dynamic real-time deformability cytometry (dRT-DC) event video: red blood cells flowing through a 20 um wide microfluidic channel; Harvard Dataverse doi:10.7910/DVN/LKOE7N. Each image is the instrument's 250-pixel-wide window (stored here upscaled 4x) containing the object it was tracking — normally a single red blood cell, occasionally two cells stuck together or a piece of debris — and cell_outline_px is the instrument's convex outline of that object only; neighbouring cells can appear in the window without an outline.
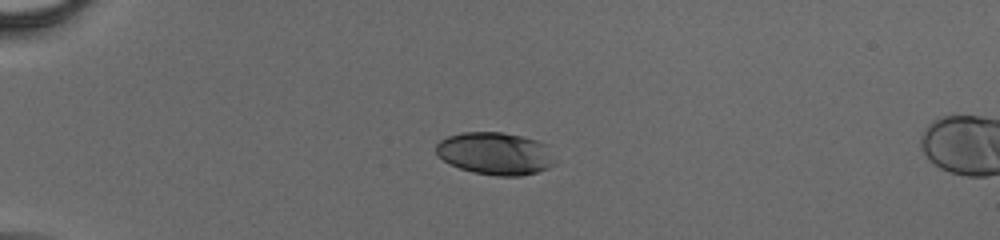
{"species": "human", "species_latin": "Homo sapiens", "temperature_condition": "cold", "stored_images_in_passage": 41, "camera_frame_rate_fps": 3000, "um_per_image_px": 0.085, "donor": {"sex": "male"}, "frame": {"image": 1, "passage_image": 1, "time_ms": 0.0, "image_size_px": [1000, 240], "cell_outline_px": [[556, 164], [548, 168], [536, 172], [520, 176], [496, 176], [472, 172], [460, 168], [444, 160], [436, 152], [436, 144], [440, 140], [448, 136], [460, 132], [500, 132], [524, 136], [536, 140], [544, 144]], "centroid_in_image_um": [42.08, 13.04], "position_along_channel_um": 42.9, "area_um2": 29.25}}
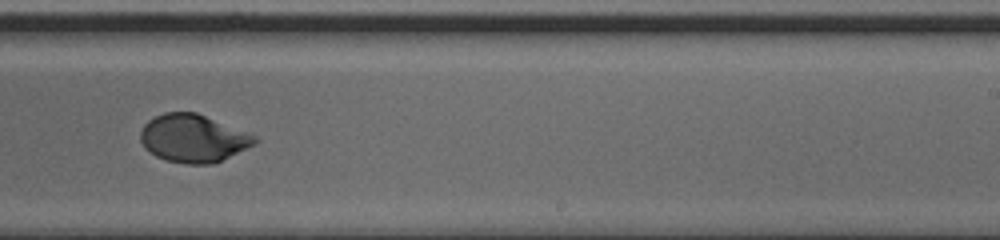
{"frame": {"image": 2, "passage_image": 23, "time_ms": 7.333, "image_size_px": [1000, 240], "cell_outline_px": [[260, 140], [256, 144], [212, 164], [184, 164], [164, 160], [156, 156], [144, 148], [140, 140], [140, 132], [144, 124], [148, 120], [164, 112], [196, 112], [248, 132], [256, 136]], "centroid_in_image_um": [16.41, 11.76], "position_along_channel_um": 272.6, "area_um2": 32.02}}
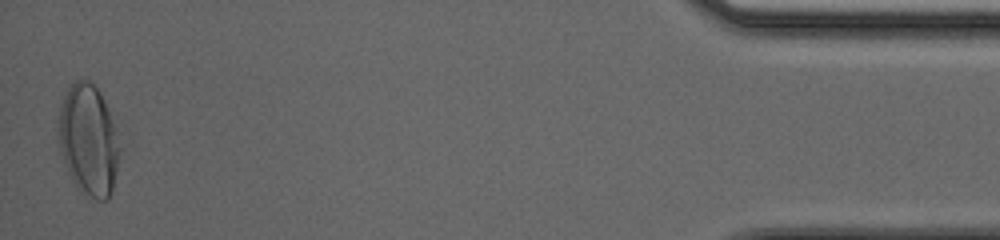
{"frame": {"image": 3, "passage_image": 41, "time_ms": 13.333, "image_size_px": [1000, 240], "cell_outline_px": [[120, 156], [112, 192], [108, 200], [96, 200], [84, 196], [76, 188], [64, 164], [60, 148], [60, 108], [64, 96], [72, 80], [88, 80], [100, 92], [108, 108], [116, 128], [120, 148]], "centroid_in_image_um": [7.55, 11.96], "position_along_channel_um": 427.6, "area_um2": 39.77}}